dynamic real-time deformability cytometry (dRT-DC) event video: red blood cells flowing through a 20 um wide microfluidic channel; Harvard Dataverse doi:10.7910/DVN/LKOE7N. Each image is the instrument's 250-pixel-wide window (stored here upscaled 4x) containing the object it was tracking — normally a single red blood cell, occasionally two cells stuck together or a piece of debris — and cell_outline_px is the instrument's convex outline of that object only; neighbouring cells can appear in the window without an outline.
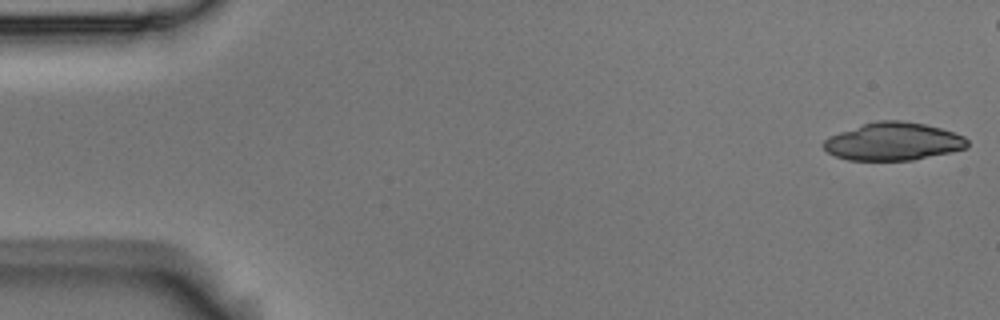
{"species": "Egyptian fruit bat (a non-hibernating species)", "species_latin": "Rousettus aegyptiacus", "temperature_condition": "room temperature", "stored_images_in_passage": 48, "camera_frame_rate_fps": 3000, "um_per_image_px": 0.085, "animal": {"sex": "male"}, "frame": {"image": 1, "passage_image": 1, "time_ms": 0.0, "image_size_px": [1000, 320], "cell_outline_px": [[968, 148], [952, 152], [912, 160], [848, 160], [836, 156], [828, 152], [820, 144], [828, 136], [876, 120], [904, 120], [924, 124], [940, 128], [964, 136], [968, 140]], "centroid_in_image_um": [75.93, 12.03], "position_along_channel_um": 9.1, "area_um2": 31.73}}